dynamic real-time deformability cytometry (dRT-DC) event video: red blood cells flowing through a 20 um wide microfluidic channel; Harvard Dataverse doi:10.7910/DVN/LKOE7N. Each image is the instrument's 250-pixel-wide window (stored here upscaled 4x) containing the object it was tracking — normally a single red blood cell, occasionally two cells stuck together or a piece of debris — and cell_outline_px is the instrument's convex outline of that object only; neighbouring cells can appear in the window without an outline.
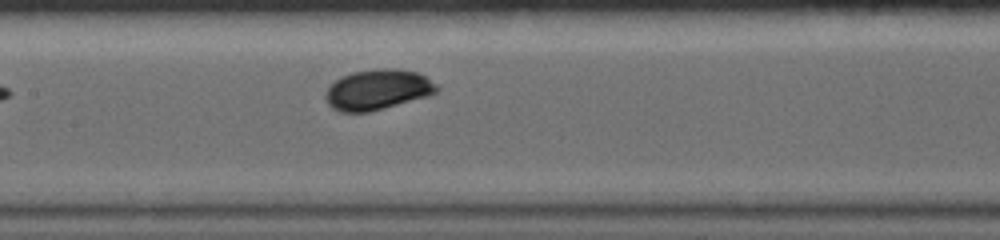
{"species": "common noctule bat (a hibernating species)", "species_latin": "Nyctalus noctula", "temperature_condition": "warm", "stored_images_in_passage": 5, "camera_frame_rate_fps": 5000, "um_per_image_px": 0.085, "animal": {"sex": "female", "body_mass_g": 19.0, "forearm_length_mm": 56.7}, "frame": {"image": 1, "passage_image": 5, "time_ms": 5.0, "image_size_px": [1000, 240], "cell_outline_px": [[440, 88], [436, 92], [428, 96], [384, 108], [368, 112], [340, 112], [332, 108], [328, 104], [324, 96], [328, 88], [336, 80], [352, 72], [376, 68], [396, 68], [416, 72], [424, 76], [436, 84]], "centroid_in_image_um": [32.1, 7.62], "position_along_channel_um": 175.3, "area_um2": 26.07}}